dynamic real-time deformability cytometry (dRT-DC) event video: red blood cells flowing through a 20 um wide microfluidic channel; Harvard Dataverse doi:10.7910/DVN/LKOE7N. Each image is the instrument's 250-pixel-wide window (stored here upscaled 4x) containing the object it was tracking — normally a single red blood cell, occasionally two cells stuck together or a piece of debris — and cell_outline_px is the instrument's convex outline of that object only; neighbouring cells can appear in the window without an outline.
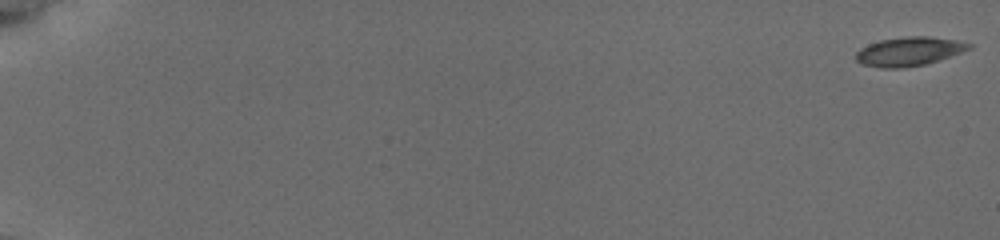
{"species": "common noctule bat (a hibernating species)", "species_latin": "Nyctalus noctula", "temperature_condition": "cold", "stored_images_in_passage": 20, "camera_frame_rate_fps": 3000, "um_per_image_px": 0.085, "animal": {"sex": "female", "body_mass_g": 19.5, "forearm_length_mm": 54.1}, "frame": {"image": 1, "passage_image": 1, "time_ms": 0.0, "image_size_px": [1000, 240], "cell_outline_px": [[972, 48], [924, 64], [904, 68], [880, 68], [864, 64], [856, 60], [856, 52], [860, 48], [868, 44], [880, 40], [908, 36], [928, 36], [956, 40], [972, 44]], "centroid_in_image_um": [77.23, 4.36], "position_along_channel_um": 7.8, "area_um2": 18.79}}